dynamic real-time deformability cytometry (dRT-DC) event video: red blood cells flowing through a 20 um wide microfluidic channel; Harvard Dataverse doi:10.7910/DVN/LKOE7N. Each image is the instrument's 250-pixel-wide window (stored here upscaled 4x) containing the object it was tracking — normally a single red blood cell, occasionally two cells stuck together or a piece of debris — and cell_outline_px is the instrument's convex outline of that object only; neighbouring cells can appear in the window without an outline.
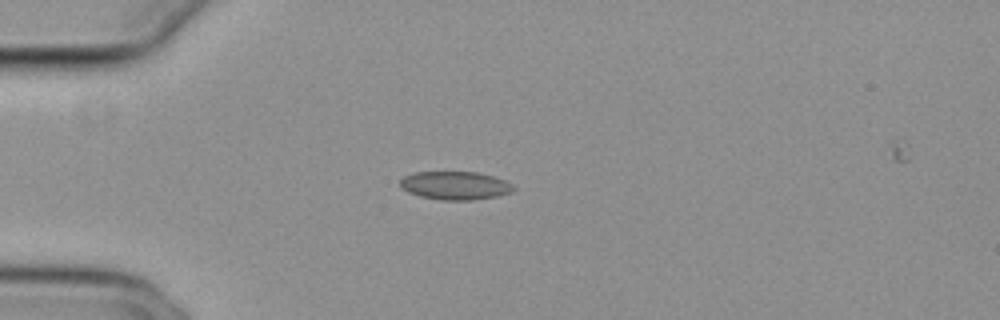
{"species": "common noctule bat (a hibernating species)", "species_latin": "Nyctalus noctula", "temperature_condition": "cold", "stored_images_in_passage": 41, "camera_frame_rate_fps": 3000, "um_per_image_px": 0.085, "animal": {"sex": "female", "body_mass_g": 29.2, "forearm_length_mm": 56.3}, "frame": {"image": 1, "passage_image": 1, "time_ms": 0.0, "image_size_px": [1000, 320], "cell_outline_px": [[516, 188], [512, 192], [496, 196], [472, 200], [440, 200], [420, 196], [408, 192], [400, 188], [400, 180], [404, 176], [416, 172], [476, 172], [492, 176], [504, 180], [512, 184]], "centroid_in_image_um": [38.67, 15.77], "position_along_channel_um": 46.3, "area_um2": 18.67}}
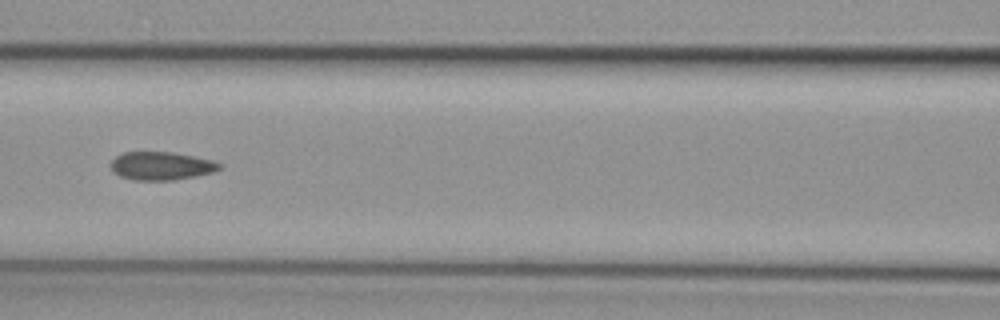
{"frame": {"image": 2, "passage_image": 11, "time_ms": 3.333, "image_size_px": [1000, 320], "cell_outline_px": [[220, 168], [212, 172], [196, 176], [176, 180], [132, 180], [120, 176], [112, 172], [112, 160], [116, 156], [124, 152], [172, 152], [212, 160], [220, 164]], "centroid_in_image_um": [13.68, 14.11], "position_along_channel_um": 152.9, "area_um2": 17.74}}
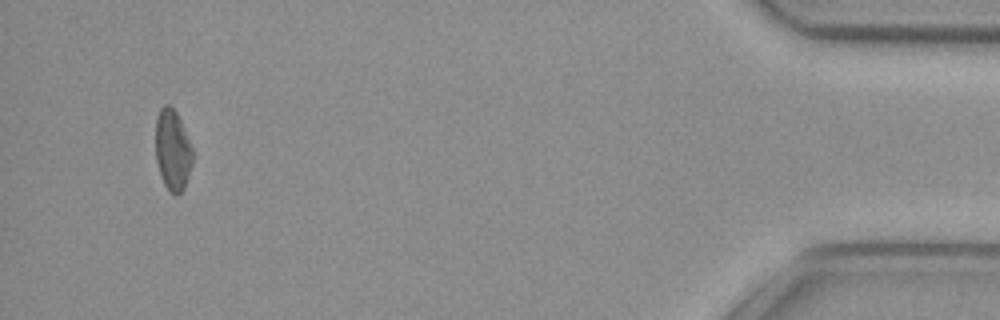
{"frame": {"image": 3, "passage_image": 38, "time_ms": 12.333, "image_size_px": [1000, 320], "cell_outline_px": [[192, 164], [184, 188], [176, 196], [168, 192], [164, 184], [156, 160], [156, 116], [160, 108], [164, 104], [168, 104], [176, 112], [180, 120], [192, 148]], "centroid_in_image_um": [14.66, 12.76], "position_along_channel_um": 420.5, "area_um2": 17.34}}